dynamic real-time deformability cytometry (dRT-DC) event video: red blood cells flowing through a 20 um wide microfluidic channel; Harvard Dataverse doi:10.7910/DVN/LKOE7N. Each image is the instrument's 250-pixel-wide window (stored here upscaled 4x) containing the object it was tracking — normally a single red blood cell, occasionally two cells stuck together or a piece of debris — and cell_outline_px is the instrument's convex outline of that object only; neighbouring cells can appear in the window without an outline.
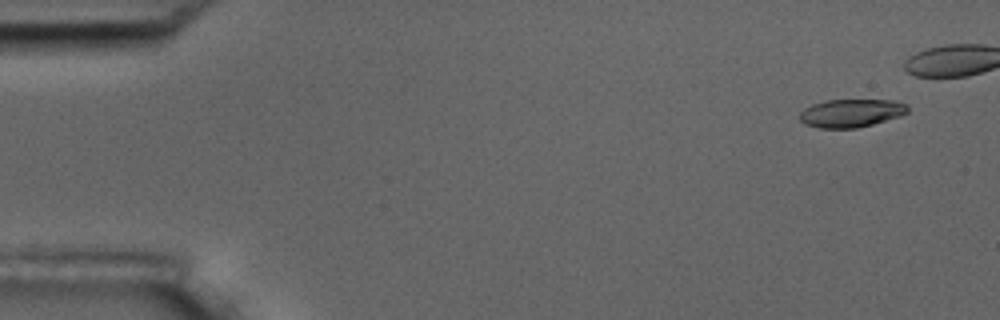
{"species": "common noctule bat (a hibernating species)", "species_latin": "Nyctalus noctula", "temperature_condition": "room temperature", "stored_images_in_passage": 5, "camera_frame_rate_fps": 3000, "um_per_image_px": 0.085, "animal": {"sex": "male", "body_mass_g": 17.5, "forearm_length_mm": 52.3}, "frame": {"image": 1, "passage_image": 1, "time_ms": 0.0, "image_size_px": [1000, 320], "cell_outline_px": [[908, 112], [900, 116], [872, 124], [856, 128], [820, 128], [804, 124], [800, 120], [800, 112], [804, 108], [812, 104], [824, 100], [900, 100], [908, 108]], "centroid_in_image_um": [72.33, 9.6], "position_along_channel_um": 12.7, "area_um2": 17.74}}
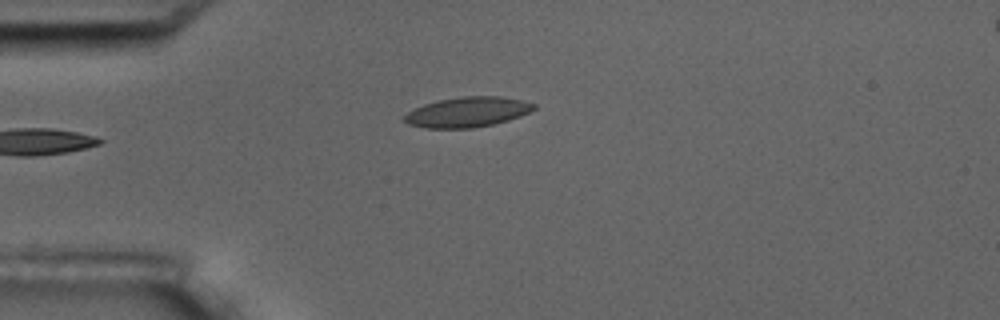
{"frame": {"image": 2, "passage_image": 5, "time_ms": 5.333, "image_size_px": [1000, 320], "cell_outline_px": [[536, 108], [520, 116], [508, 120], [492, 124], [472, 128], [424, 128], [408, 124], [404, 120], [404, 116], [408, 112], [424, 104], [436, 100], [464, 96], [500, 96], [520, 100], [536, 104]], "centroid_in_image_um": [39.72, 9.52], "position_along_channel_um": 45.3, "area_um2": 22.6}}